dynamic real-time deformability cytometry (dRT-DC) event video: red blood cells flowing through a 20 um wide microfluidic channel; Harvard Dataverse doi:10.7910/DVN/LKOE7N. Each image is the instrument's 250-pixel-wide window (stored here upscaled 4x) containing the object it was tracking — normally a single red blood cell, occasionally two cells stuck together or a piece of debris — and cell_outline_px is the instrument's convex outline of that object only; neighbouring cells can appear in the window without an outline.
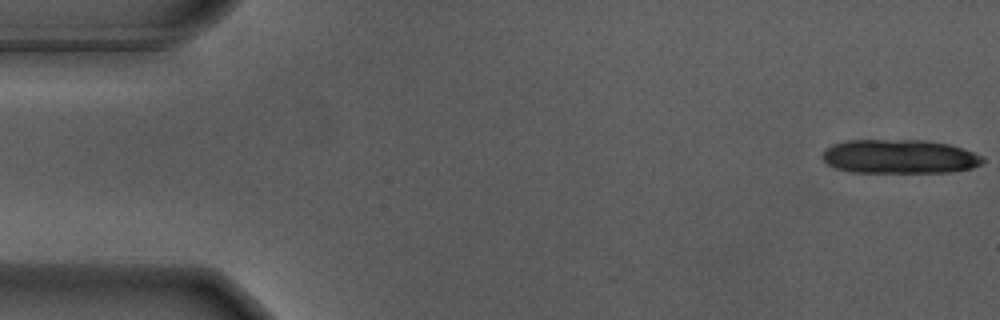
{"species": "Egyptian fruit bat (a non-hibernating species)", "species_latin": "Rousettus aegyptiacus", "temperature_condition": "warm", "stored_images_in_passage": 15, "camera_frame_rate_fps": 3000, "um_per_image_px": 0.085, "animal": {"sex": "male"}, "frame": {"image": 1, "passage_image": 1, "time_ms": 0.0, "image_size_px": [1000, 320], "cell_outline_px": [[984, 160], [980, 164], [972, 168], [948, 172], [852, 172], [836, 168], [828, 164], [824, 160], [824, 152], [832, 144], [844, 140], [928, 140], [948, 144], [964, 148], [984, 156]], "centroid_in_image_um": [76.49, 13.3], "position_along_channel_um": 8.5, "area_um2": 31.79}}